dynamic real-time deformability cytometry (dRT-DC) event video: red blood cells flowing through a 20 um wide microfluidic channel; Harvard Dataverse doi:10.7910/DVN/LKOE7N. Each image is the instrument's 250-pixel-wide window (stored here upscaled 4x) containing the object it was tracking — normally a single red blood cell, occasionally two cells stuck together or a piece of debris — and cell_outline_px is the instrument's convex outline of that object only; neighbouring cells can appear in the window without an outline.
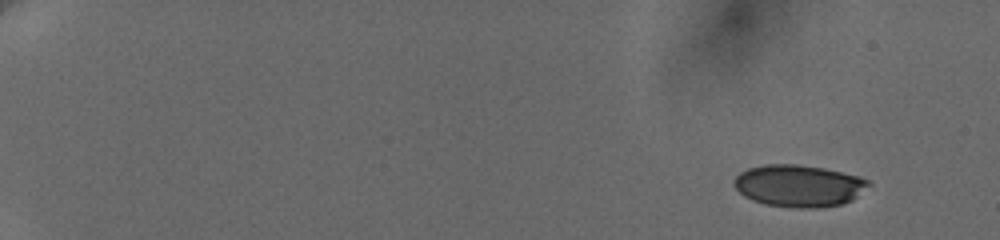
{"species": "human", "species_latin": "Homo sapiens", "temperature_condition": "cold", "stored_images_in_passage": 10, "camera_frame_rate_fps": 3000, "um_per_image_px": 0.085, "donor": {"sex": "female"}, "frame": {"image": 1, "passage_image": 1, "time_ms": 0.0, "image_size_px": [1000, 240], "cell_outline_px": [[872, 184], [852, 200], [840, 204], [816, 208], [796, 208], [764, 204], [752, 200], [744, 196], [732, 184], [736, 176], [740, 172], [748, 168], [764, 164], [796, 164], [824, 168], [860, 176], [868, 180]], "centroid_in_image_um": [67.9, 15.78], "position_along_channel_um": 17.1, "area_um2": 33.06}}
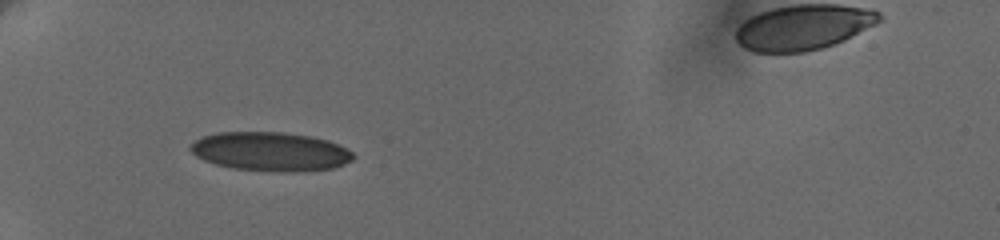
{"frame": {"image": 2, "passage_image": 7, "time_ms": 5.667, "image_size_px": [1000, 240], "cell_outline_px": [[356, 156], [352, 160], [344, 164], [332, 168], [296, 172], [284, 172], [232, 168], [216, 164], [204, 160], [196, 156], [188, 148], [200, 136], [216, 132], [284, 132], [312, 136], [328, 140], [352, 152]], "centroid_in_image_um": [22.97, 12.87], "position_along_channel_um": 62.0, "area_um2": 36.99}}
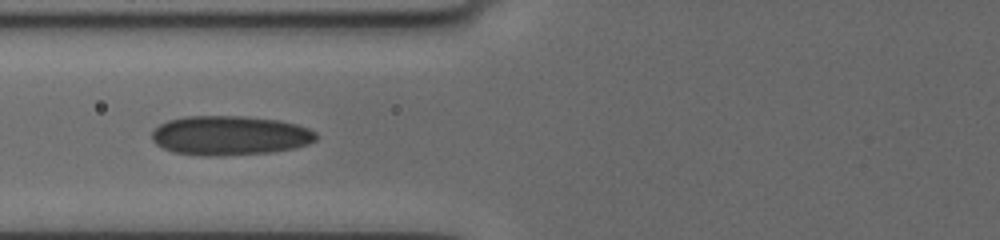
{"frame": {"image": 3, "passage_image": 9, "time_ms": 7.333, "image_size_px": [1000, 240], "cell_outline_px": [[316, 140], [308, 144], [296, 148], [272, 152], [220, 156], [208, 156], [172, 152], [156, 144], [152, 140], [152, 132], [160, 124], [168, 120], [184, 116], [248, 116], [280, 120], [296, 124], [308, 128], [316, 132]], "centroid_in_image_um": [19.55, 11.51], "position_along_channel_um": 106.2, "area_um2": 37.97}}